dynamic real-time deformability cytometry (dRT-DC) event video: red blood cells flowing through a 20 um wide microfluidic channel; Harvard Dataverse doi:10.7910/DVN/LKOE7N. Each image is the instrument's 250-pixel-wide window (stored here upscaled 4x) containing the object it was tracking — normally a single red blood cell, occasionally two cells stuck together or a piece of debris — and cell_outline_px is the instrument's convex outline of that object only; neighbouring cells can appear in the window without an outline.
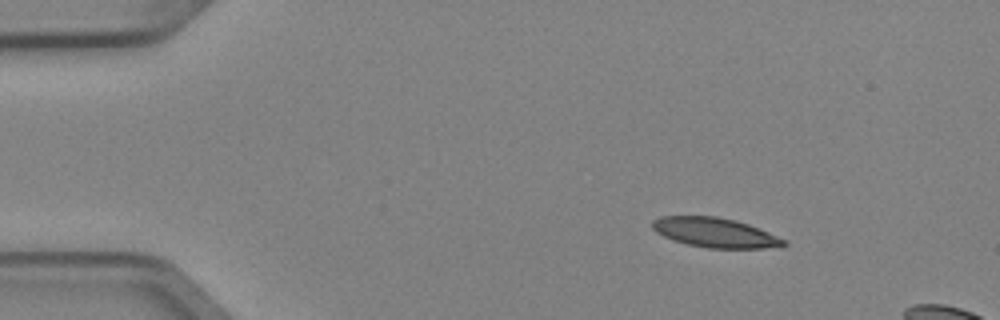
{"species": "Egyptian fruit bat (a non-hibernating species)", "species_latin": "Rousettus aegyptiacus", "temperature_condition": "cold", "stored_images_in_passage": 3, "camera_frame_rate_fps": 3000, "um_per_image_px": 0.085, "animal": {"sex": "female"}, "frame": {"image": 1, "passage_image": 1, "time_ms": 0.0, "image_size_px": [1000, 320], "cell_outline_px": [[788, 244], [780, 248], [708, 248], [688, 244], [672, 240], [656, 232], [652, 228], [652, 220], [660, 216], [716, 216], [736, 220], [748, 224], [788, 240]], "centroid_in_image_um": [60.82, 19.77], "position_along_channel_um": 24.2, "area_um2": 22.89}}